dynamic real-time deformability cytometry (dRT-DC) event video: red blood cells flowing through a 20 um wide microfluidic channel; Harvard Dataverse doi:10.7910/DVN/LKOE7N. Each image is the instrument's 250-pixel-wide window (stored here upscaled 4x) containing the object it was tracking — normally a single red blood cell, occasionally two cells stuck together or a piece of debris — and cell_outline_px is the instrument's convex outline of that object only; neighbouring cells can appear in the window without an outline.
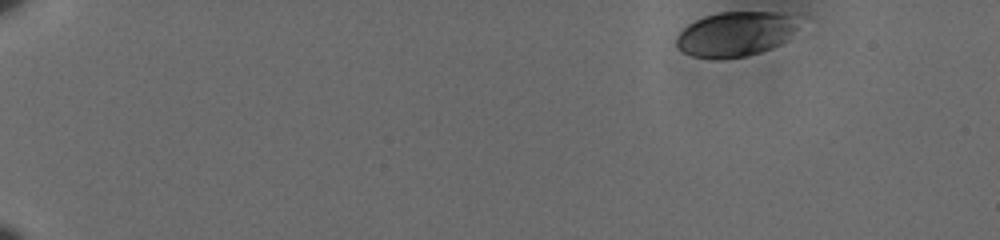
{"species": "human", "species_latin": "Homo sapiens", "temperature_condition": "cold", "stored_images_in_passage": 53, "camera_frame_rate_fps": 3000, "um_per_image_px": 0.085, "donor": {"sex": "male"}, "frame": {"image": 1, "passage_image": 1, "time_ms": 0.0, "image_size_px": [1000, 240], "cell_outline_px": [[796, 28], [788, 40], [772, 48], [760, 52], [744, 56], [692, 56], [684, 52], [676, 44], [676, 36], [688, 24], [704, 16], [720, 12], [772, 12], [788, 16]], "centroid_in_image_um": [62.46, 2.87], "position_along_channel_um": 22.5, "area_um2": 30.63}}
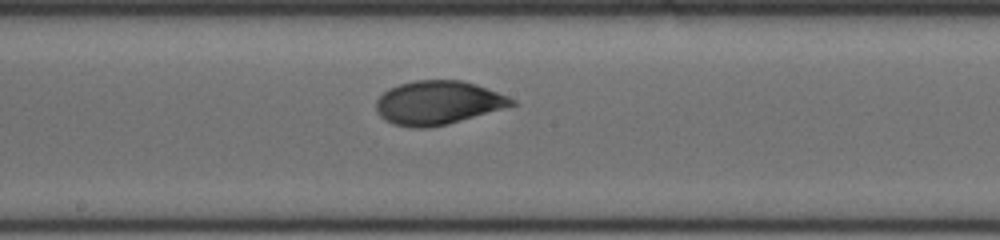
{"frame": {"image": 2, "passage_image": 29, "time_ms": 9.333, "image_size_px": [1000, 240], "cell_outline_px": [[516, 104], [504, 108], [448, 124], [424, 128], [412, 128], [392, 124], [384, 120], [376, 112], [376, 100], [388, 88], [400, 84], [416, 80], [464, 80], [476, 84], [508, 96], [516, 100]], "centroid_in_image_um": [37.2, 8.73], "position_along_channel_um": 211.0, "area_um2": 34.62}}
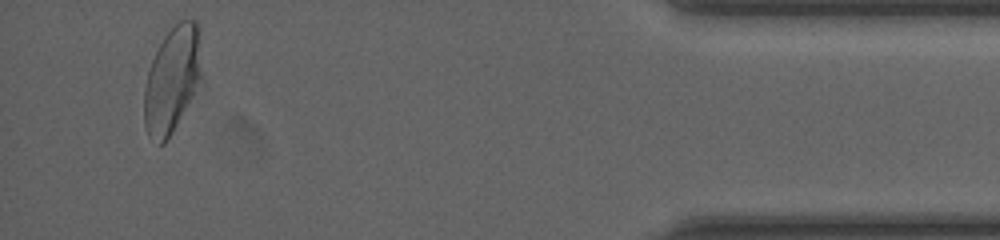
{"frame": {"image": 3, "passage_image": 51, "time_ms": 16.667, "image_size_px": [1000, 240], "cell_outline_px": [[204, 84], [164, 144], [160, 144], [148, 136], [144, 124], [144, 88], [148, 72], [152, 60], [164, 36], [180, 20], [196, 20], [200, 28], [204, 80]], "centroid_in_image_um": [14.72, 6.77], "position_along_channel_um": 420.5, "area_um2": 36.82}, "authors_computed_cell_mechanics": {"area_um2": 33.813, "velocity_mm_per_s": 3.5853, "shape_relaxation_time_tau1_ms": 3.6402, "shape_relaxation_time_tau2_ms": 0.9233, "deformation_change_tau1": 0.15, "deformation_change_tau2": 0.0368}}